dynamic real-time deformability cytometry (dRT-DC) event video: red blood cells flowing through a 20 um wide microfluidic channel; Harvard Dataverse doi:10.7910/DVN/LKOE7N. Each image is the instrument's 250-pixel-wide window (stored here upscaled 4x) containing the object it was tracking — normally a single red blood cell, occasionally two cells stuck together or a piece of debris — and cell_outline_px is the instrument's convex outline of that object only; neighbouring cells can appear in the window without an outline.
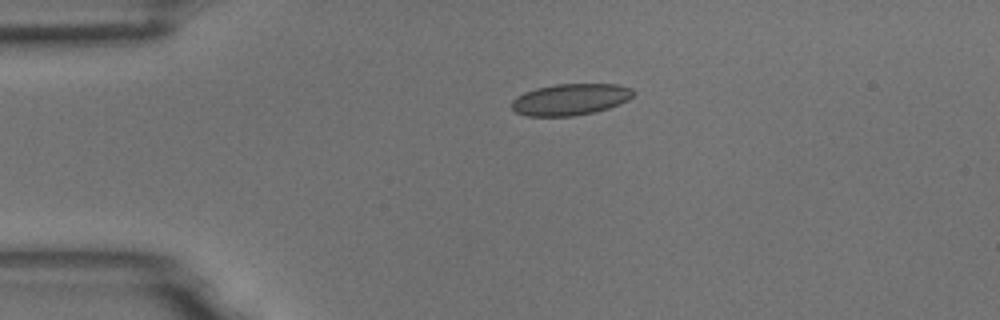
{"species": "common noctule bat (a hibernating species)", "species_latin": "Nyctalus noctula", "temperature_condition": "room temperature", "stored_images_in_passage": 2, "camera_frame_rate_fps": 3000, "um_per_image_px": 0.085, "animal": {"sex": "male", "body_mass_g": 18.8}, "frame": {"image": 1, "passage_image": 1, "time_ms": 0.0, "image_size_px": [1000, 320], "cell_outline_px": [[636, 92], [628, 100], [620, 104], [596, 112], [572, 116], [528, 116], [516, 112], [512, 108], [512, 100], [516, 96], [524, 92], [536, 88], [556, 84], [616, 84], [632, 88]], "centroid_in_image_um": [48.5, 8.45], "position_along_channel_um": 36.5, "area_um2": 22.43}}